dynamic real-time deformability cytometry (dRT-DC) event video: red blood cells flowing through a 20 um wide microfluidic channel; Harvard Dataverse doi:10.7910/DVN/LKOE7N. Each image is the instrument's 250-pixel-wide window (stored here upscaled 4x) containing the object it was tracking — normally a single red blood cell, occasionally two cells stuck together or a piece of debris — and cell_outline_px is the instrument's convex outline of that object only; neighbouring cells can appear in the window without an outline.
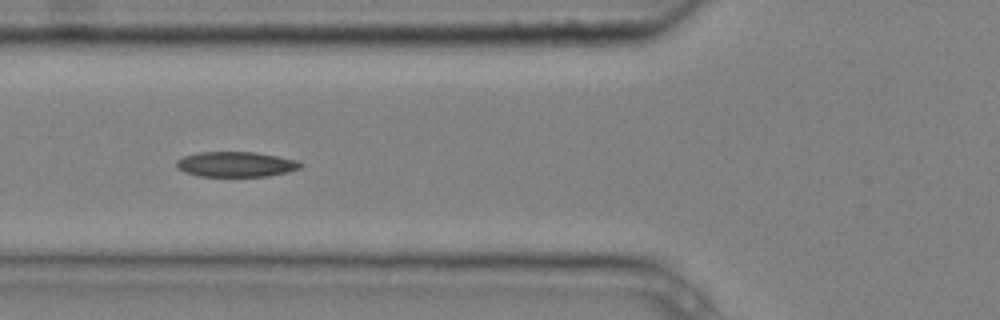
{"species": "common noctule bat (a hibernating species)", "species_latin": "Nyctalus noctula", "temperature_condition": "cold", "stored_images_in_passage": 9, "camera_frame_rate_fps": 3000, "um_per_image_px": 0.085, "animal": {"sex": "male", "body_mass_g": 20.4}, "frame": {"image": 1, "passage_image": 6, "time_ms": 1.667, "image_size_px": [1000, 320], "cell_outline_px": [[304, 164], [300, 168], [288, 172], [268, 176], [200, 176], [184, 172], [176, 168], [176, 160], [184, 156], [196, 152], [256, 152], [296, 160]], "centroid_in_image_um": [20.03, 13.96], "position_along_channel_um": 105.8, "area_um2": 18.26}}
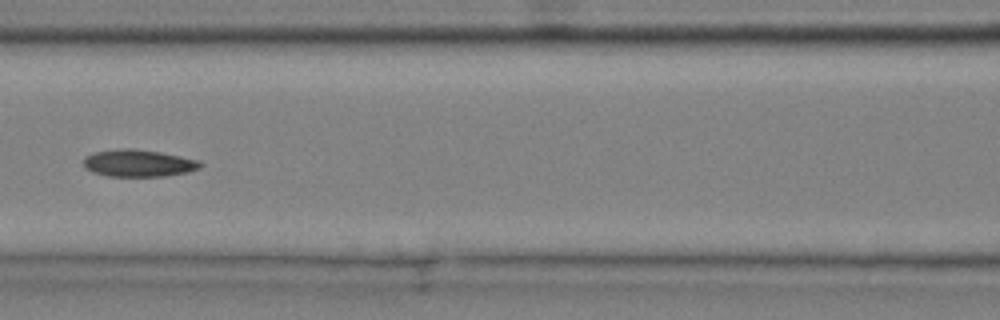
{"frame": {"image": 2, "passage_image": 7, "time_ms": 2.0, "image_size_px": [1000, 320], "cell_outline_px": [[204, 164], [200, 168], [188, 172], [164, 176], [108, 176], [92, 172], [84, 168], [84, 156], [96, 152], [120, 148], [132, 148], [160, 152], [200, 160]], "centroid_in_image_um": [11.78, 13.87], "position_along_channel_um": 154.8, "area_um2": 18.55}}